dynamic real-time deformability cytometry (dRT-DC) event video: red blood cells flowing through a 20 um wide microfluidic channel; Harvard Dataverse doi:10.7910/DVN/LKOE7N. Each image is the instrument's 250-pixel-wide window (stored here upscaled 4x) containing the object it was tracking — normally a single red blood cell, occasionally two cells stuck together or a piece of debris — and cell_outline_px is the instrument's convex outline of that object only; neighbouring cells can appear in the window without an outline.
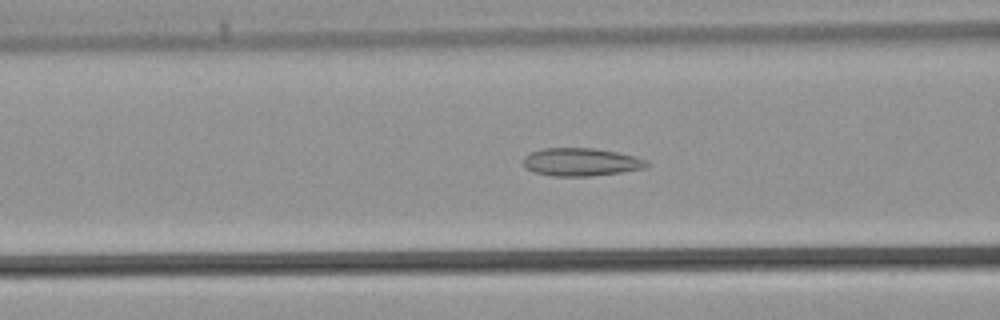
{"species": "common noctule bat (a hibernating species)", "species_latin": "Nyctalus noctula", "temperature_condition": "warm", "stored_images_in_passage": 39, "camera_frame_rate_fps": 3000, "um_per_image_px": 0.085, "animal": {"sex": "male", "body_mass_g": 21.5, "forearm_length_mm": 52.0}, "frame": {"image": 1, "passage_image": 14, "time_ms": 4.333, "image_size_px": [1000, 320], "cell_outline_px": [[648, 164], [644, 168], [620, 172], [588, 176], [552, 176], [532, 172], [524, 168], [524, 156], [532, 152], [544, 148], [592, 148], [616, 152], [636, 156], [644, 160]], "centroid_in_image_um": [49.33, 13.77], "position_along_channel_um": 117.3, "area_um2": 19.94}}
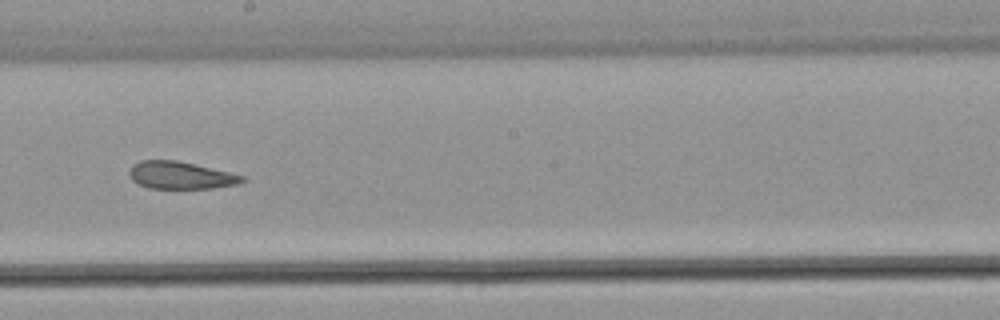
{"frame": {"image": 2, "passage_image": 21, "time_ms": 6.667, "image_size_px": [1000, 320], "cell_outline_px": [[244, 180], [236, 184], [212, 188], [148, 188], [132, 180], [128, 172], [132, 164], [140, 160], [176, 160], [228, 172], [244, 176]], "centroid_in_image_um": [15.28, 14.89], "position_along_channel_um": 232.9, "area_um2": 17.74}}
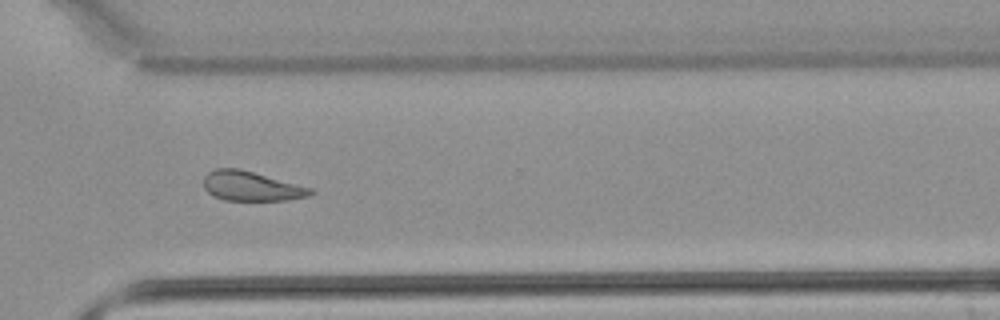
{"frame": {"image": 3, "passage_image": 28, "time_ms": 9.0, "image_size_px": [1000, 320], "cell_outline_px": [[316, 192], [308, 196], [288, 200], [224, 200], [212, 196], [204, 188], [204, 176], [208, 172], [216, 168], [240, 168], [312, 188]], "centroid_in_image_um": [21.35, 15.82], "position_along_channel_um": 349.2, "area_um2": 18.5}}